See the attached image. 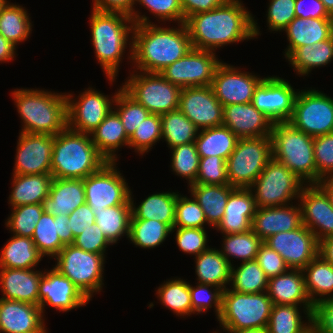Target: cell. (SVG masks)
Masks as SVG:
<instances>
[{"label": "cell", "instance_id": "24", "mask_svg": "<svg viewBox=\"0 0 333 333\" xmlns=\"http://www.w3.org/2000/svg\"><path fill=\"white\" fill-rule=\"evenodd\" d=\"M266 293L273 305H303L304 317L311 320L313 304L305 289L302 269H288L281 275L269 278Z\"/></svg>", "mask_w": 333, "mask_h": 333}, {"label": "cell", "instance_id": "23", "mask_svg": "<svg viewBox=\"0 0 333 333\" xmlns=\"http://www.w3.org/2000/svg\"><path fill=\"white\" fill-rule=\"evenodd\" d=\"M40 306L0 298V333H47Z\"/></svg>", "mask_w": 333, "mask_h": 333}, {"label": "cell", "instance_id": "14", "mask_svg": "<svg viewBox=\"0 0 333 333\" xmlns=\"http://www.w3.org/2000/svg\"><path fill=\"white\" fill-rule=\"evenodd\" d=\"M214 51L192 48L184 57L163 69L160 74L182 88L209 86L214 78L218 60Z\"/></svg>", "mask_w": 333, "mask_h": 333}, {"label": "cell", "instance_id": "63", "mask_svg": "<svg viewBox=\"0 0 333 333\" xmlns=\"http://www.w3.org/2000/svg\"><path fill=\"white\" fill-rule=\"evenodd\" d=\"M311 324L319 333H333V297L313 305Z\"/></svg>", "mask_w": 333, "mask_h": 333}, {"label": "cell", "instance_id": "58", "mask_svg": "<svg viewBox=\"0 0 333 333\" xmlns=\"http://www.w3.org/2000/svg\"><path fill=\"white\" fill-rule=\"evenodd\" d=\"M296 0H269L267 25L270 31L284 30L295 16Z\"/></svg>", "mask_w": 333, "mask_h": 333}, {"label": "cell", "instance_id": "19", "mask_svg": "<svg viewBox=\"0 0 333 333\" xmlns=\"http://www.w3.org/2000/svg\"><path fill=\"white\" fill-rule=\"evenodd\" d=\"M178 109L199 129L223 125L224 106L211 85L182 88Z\"/></svg>", "mask_w": 333, "mask_h": 333}, {"label": "cell", "instance_id": "9", "mask_svg": "<svg viewBox=\"0 0 333 333\" xmlns=\"http://www.w3.org/2000/svg\"><path fill=\"white\" fill-rule=\"evenodd\" d=\"M56 268L69 278L90 301L93 293L101 292L105 256L86 252L73 244L65 245L54 257Z\"/></svg>", "mask_w": 333, "mask_h": 333}, {"label": "cell", "instance_id": "72", "mask_svg": "<svg viewBox=\"0 0 333 333\" xmlns=\"http://www.w3.org/2000/svg\"><path fill=\"white\" fill-rule=\"evenodd\" d=\"M303 333H319V331L311 324Z\"/></svg>", "mask_w": 333, "mask_h": 333}, {"label": "cell", "instance_id": "21", "mask_svg": "<svg viewBox=\"0 0 333 333\" xmlns=\"http://www.w3.org/2000/svg\"><path fill=\"white\" fill-rule=\"evenodd\" d=\"M38 292L39 306L43 316L47 305L59 310V312H68L89 303V300L74 283L54 267L43 271Z\"/></svg>", "mask_w": 333, "mask_h": 333}, {"label": "cell", "instance_id": "55", "mask_svg": "<svg viewBox=\"0 0 333 333\" xmlns=\"http://www.w3.org/2000/svg\"><path fill=\"white\" fill-rule=\"evenodd\" d=\"M193 184H229L226 160L218 156L200 157L197 178Z\"/></svg>", "mask_w": 333, "mask_h": 333}, {"label": "cell", "instance_id": "15", "mask_svg": "<svg viewBox=\"0 0 333 333\" xmlns=\"http://www.w3.org/2000/svg\"><path fill=\"white\" fill-rule=\"evenodd\" d=\"M66 95L67 126L78 132L90 134L113 109L116 93L109 98L92 87L80 93L77 100L72 94Z\"/></svg>", "mask_w": 333, "mask_h": 333}, {"label": "cell", "instance_id": "59", "mask_svg": "<svg viewBox=\"0 0 333 333\" xmlns=\"http://www.w3.org/2000/svg\"><path fill=\"white\" fill-rule=\"evenodd\" d=\"M160 21L185 23L180 0H135Z\"/></svg>", "mask_w": 333, "mask_h": 333}, {"label": "cell", "instance_id": "69", "mask_svg": "<svg viewBox=\"0 0 333 333\" xmlns=\"http://www.w3.org/2000/svg\"><path fill=\"white\" fill-rule=\"evenodd\" d=\"M317 184L328 195L331 205L333 206V174L323 177Z\"/></svg>", "mask_w": 333, "mask_h": 333}, {"label": "cell", "instance_id": "30", "mask_svg": "<svg viewBox=\"0 0 333 333\" xmlns=\"http://www.w3.org/2000/svg\"><path fill=\"white\" fill-rule=\"evenodd\" d=\"M86 203L83 179L53 178L49 195L42 201L43 210L54 217L69 215Z\"/></svg>", "mask_w": 333, "mask_h": 333}, {"label": "cell", "instance_id": "29", "mask_svg": "<svg viewBox=\"0 0 333 333\" xmlns=\"http://www.w3.org/2000/svg\"><path fill=\"white\" fill-rule=\"evenodd\" d=\"M0 268V289L5 300H15L39 306V281L43 270Z\"/></svg>", "mask_w": 333, "mask_h": 333}, {"label": "cell", "instance_id": "38", "mask_svg": "<svg viewBox=\"0 0 333 333\" xmlns=\"http://www.w3.org/2000/svg\"><path fill=\"white\" fill-rule=\"evenodd\" d=\"M238 140L227 126L220 125L199 130L194 143L200 157L218 156L227 160Z\"/></svg>", "mask_w": 333, "mask_h": 333}, {"label": "cell", "instance_id": "35", "mask_svg": "<svg viewBox=\"0 0 333 333\" xmlns=\"http://www.w3.org/2000/svg\"><path fill=\"white\" fill-rule=\"evenodd\" d=\"M53 181L51 174L15 175L13 186L9 195V204L13 207L28 204H42L43 199L49 195Z\"/></svg>", "mask_w": 333, "mask_h": 333}, {"label": "cell", "instance_id": "73", "mask_svg": "<svg viewBox=\"0 0 333 333\" xmlns=\"http://www.w3.org/2000/svg\"><path fill=\"white\" fill-rule=\"evenodd\" d=\"M7 0H0V11L1 8L6 4Z\"/></svg>", "mask_w": 333, "mask_h": 333}, {"label": "cell", "instance_id": "66", "mask_svg": "<svg viewBox=\"0 0 333 333\" xmlns=\"http://www.w3.org/2000/svg\"><path fill=\"white\" fill-rule=\"evenodd\" d=\"M227 0H180L185 20L202 12L213 10L223 5Z\"/></svg>", "mask_w": 333, "mask_h": 333}, {"label": "cell", "instance_id": "12", "mask_svg": "<svg viewBox=\"0 0 333 333\" xmlns=\"http://www.w3.org/2000/svg\"><path fill=\"white\" fill-rule=\"evenodd\" d=\"M288 122L313 138L333 133V98L316 89L298 91Z\"/></svg>", "mask_w": 333, "mask_h": 333}, {"label": "cell", "instance_id": "10", "mask_svg": "<svg viewBox=\"0 0 333 333\" xmlns=\"http://www.w3.org/2000/svg\"><path fill=\"white\" fill-rule=\"evenodd\" d=\"M305 185L287 166L272 158L249 189L257 208H264L291 204L299 199Z\"/></svg>", "mask_w": 333, "mask_h": 333}, {"label": "cell", "instance_id": "42", "mask_svg": "<svg viewBox=\"0 0 333 333\" xmlns=\"http://www.w3.org/2000/svg\"><path fill=\"white\" fill-rule=\"evenodd\" d=\"M30 18L24 7L7 1L0 11V33L17 47L31 34L33 25Z\"/></svg>", "mask_w": 333, "mask_h": 333}, {"label": "cell", "instance_id": "56", "mask_svg": "<svg viewBox=\"0 0 333 333\" xmlns=\"http://www.w3.org/2000/svg\"><path fill=\"white\" fill-rule=\"evenodd\" d=\"M176 231V244L184 253L195 257L208 250V235L205 228H173L171 233Z\"/></svg>", "mask_w": 333, "mask_h": 333}, {"label": "cell", "instance_id": "47", "mask_svg": "<svg viewBox=\"0 0 333 333\" xmlns=\"http://www.w3.org/2000/svg\"><path fill=\"white\" fill-rule=\"evenodd\" d=\"M223 235V249H219V251L231 266L233 258H238L242 262L256 260L258 249L263 240L252 229L243 233Z\"/></svg>", "mask_w": 333, "mask_h": 333}, {"label": "cell", "instance_id": "7", "mask_svg": "<svg viewBox=\"0 0 333 333\" xmlns=\"http://www.w3.org/2000/svg\"><path fill=\"white\" fill-rule=\"evenodd\" d=\"M272 306L266 291L240 293L227 287L222 293L220 327L223 332L267 328Z\"/></svg>", "mask_w": 333, "mask_h": 333}, {"label": "cell", "instance_id": "71", "mask_svg": "<svg viewBox=\"0 0 333 333\" xmlns=\"http://www.w3.org/2000/svg\"><path fill=\"white\" fill-rule=\"evenodd\" d=\"M320 1L324 4L328 13L333 17V0H320Z\"/></svg>", "mask_w": 333, "mask_h": 333}, {"label": "cell", "instance_id": "53", "mask_svg": "<svg viewBox=\"0 0 333 333\" xmlns=\"http://www.w3.org/2000/svg\"><path fill=\"white\" fill-rule=\"evenodd\" d=\"M178 194L174 228H205L208 224L203 209L193 196Z\"/></svg>", "mask_w": 333, "mask_h": 333}, {"label": "cell", "instance_id": "43", "mask_svg": "<svg viewBox=\"0 0 333 333\" xmlns=\"http://www.w3.org/2000/svg\"><path fill=\"white\" fill-rule=\"evenodd\" d=\"M160 116L162 139L170 149L196 140L199 129L179 109Z\"/></svg>", "mask_w": 333, "mask_h": 333}, {"label": "cell", "instance_id": "3", "mask_svg": "<svg viewBox=\"0 0 333 333\" xmlns=\"http://www.w3.org/2000/svg\"><path fill=\"white\" fill-rule=\"evenodd\" d=\"M89 20L96 59L112 84L117 79L122 57L128 47L127 43L131 45L128 59L132 60L133 42L130 40H133L135 24L132 18L125 14L101 12L93 8Z\"/></svg>", "mask_w": 333, "mask_h": 333}, {"label": "cell", "instance_id": "27", "mask_svg": "<svg viewBox=\"0 0 333 333\" xmlns=\"http://www.w3.org/2000/svg\"><path fill=\"white\" fill-rule=\"evenodd\" d=\"M257 208L252 221L253 232L263 241L269 236L293 231L302 225L300 204ZM290 205V206H289Z\"/></svg>", "mask_w": 333, "mask_h": 333}, {"label": "cell", "instance_id": "41", "mask_svg": "<svg viewBox=\"0 0 333 333\" xmlns=\"http://www.w3.org/2000/svg\"><path fill=\"white\" fill-rule=\"evenodd\" d=\"M95 223L111 245L116 244L122 236L129 238L131 219L130 199L123 205L107 207L104 210L92 209Z\"/></svg>", "mask_w": 333, "mask_h": 333}, {"label": "cell", "instance_id": "33", "mask_svg": "<svg viewBox=\"0 0 333 333\" xmlns=\"http://www.w3.org/2000/svg\"><path fill=\"white\" fill-rule=\"evenodd\" d=\"M188 187L190 195L195 198L203 209L208 226H212L213 229L216 228L225 214L228 197L235 187L229 184H191Z\"/></svg>", "mask_w": 333, "mask_h": 333}, {"label": "cell", "instance_id": "57", "mask_svg": "<svg viewBox=\"0 0 333 333\" xmlns=\"http://www.w3.org/2000/svg\"><path fill=\"white\" fill-rule=\"evenodd\" d=\"M314 158L317 168V183L333 174V133L314 137Z\"/></svg>", "mask_w": 333, "mask_h": 333}, {"label": "cell", "instance_id": "39", "mask_svg": "<svg viewBox=\"0 0 333 333\" xmlns=\"http://www.w3.org/2000/svg\"><path fill=\"white\" fill-rule=\"evenodd\" d=\"M286 59L297 75L307 76L313 69L333 60V35L324 41L296 48Z\"/></svg>", "mask_w": 333, "mask_h": 333}, {"label": "cell", "instance_id": "54", "mask_svg": "<svg viewBox=\"0 0 333 333\" xmlns=\"http://www.w3.org/2000/svg\"><path fill=\"white\" fill-rule=\"evenodd\" d=\"M196 284L195 287L190 285L192 310L195 313L197 312V314H200L207 312V310L213 306L216 318L218 319L222 310L223 290L219 287L205 283L197 282Z\"/></svg>", "mask_w": 333, "mask_h": 333}, {"label": "cell", "instance_id": "26", "mask_svg": "<svg viewBox=\"0 0 333 333\" xmlns=\"http://www.w3.org/2000/svg\"><path fill=\"white\" fill-rule=\"evenodd\" d=\"M68 215H53L43 212L34 229L32 239L42 256L51 259L62 250L65 245L73 244L72 230L67 224Z\"/></svg>", "mask_w": 333, "mask_h": 333}, {"label": "cell", "instance_id": "46", "mask_svg": "<svg viewBox=\"0 0 333 333\" xmlns=\"http://www.w3.org/2000/svg\"><path fill=\"white\" fill-rule=\"evenodd\" d=\"M172 229L165 223L152 219H130L129 239L136 247L153 249L161 245Z\"/></svg>", "mask_w": 333, "mask_h": 333}, {"label": "cell", "instance_id": "70", "mask_svg": "<svg viewBox=\"0 0 333 333\" xmlns=\"http://www.w3.org/2000/svg\"><path fill=\"white\" fill-rule=\"evenodd\" d=\"M227 333H268L267 328H256V329H244L234 332H227Z\"/></svg>", "mask_w": 333, "mask_h": 333}, {"label": "cell", "instance_id": "49", "mask_svg": "<svg viewBox=\"0 0 333 333\" xmlns=\"http://www.w3.org/2000/svg\"><path fill=\"white\" fill-rule=\"evenodd\" d=\"M113 104H115L113 105V109L119 115L129 138L141 122L150 114L143 105L137 103L130 97L122 87L117 89Z\"/></svg>", "mask_w": 333, "mask_h": 333}, {"label": "cell", "instance_id": "67", "mask_svg": "<svg viewBox=\"0 0 333 333\" xmlns=\"http://www.w3.org/2000/svg\"><path fill=\"white\" fill-rule=\"evenodd\" d=\"M16 48L0 33V63L13 60L16 54Z\"/></svg>", "mask_w": 333, "mask_h": 333}, {"label": "cell", "instance_id": "64", "mask_svg": "<svg viewBox=\"0 0 333 333\" xmlns=\"http://www.w3.org/2000/svg\"><path fill=\"white\" fill-rule=\"evenodd\" d=\"M68 218L69 222L67 224H69L74 238L87 229L88 225L95 223L94 212L87 203L75 209L68 215Z\"/></svg>", "mask_w": 333, "mask_h": 333}, {"label": "cell", "instance_id": "25", "mask_svg": "<svg viewBox=\"0 0 333 333\" xmlns=\"http://www.w3.org/2000/svg\"><path fill=\"white\" fill-rule=\"evenodd\" d=\"M223 125L238 138H249L270 136L273 123L252 103H244L224 106Z\"/></svg>", "mask_w": 333, "mask_h": 333}, {"label": "cell", "instance_id": "18", "mask_svg": "<svg viewBox=\"0 0 333 333\" xmlns=\"http://www.w3.org/2000/svg\"><path fill=\"white\" fill-rule=\"evenodd\" d=\"M282 256L290 269H304L319 254V242L303 224L293 230L279 232L263 241Z\"/></svg>", "mask_w": 333, "mask_h": 333}, {"label": "cell", "instance_id": "50", "mask_svg": "<svg viewBox=\"0 0 333 333\" xmlns=\"http://www.w3.org/2000/svg\"><path fill=\"white\" fill-rule=\"evenodd\" d=\"M6 227L13 235L32 238L37 222L44 210L42 204H28L11 208Z\"/></svg>", "mask_w": 333, "mask_h": 333}, {"label": "cell", "instance_id": "45", "mask_svg": "<svg viewBox=\"0 0 333 333\" xmlns=\"http://www.w3.org/2000/svg\"><path fill=\"white\" fill-rule=\"evenodd\" d=\"M269 278L256 260L244 261L239 267L231 266V290L240 293H260L267 290Z\"/></svg>", "mask_w": 333, "mask_h": 333}, {"label": "cell", "instance_id": "48", "mask_svg": "<svg viewBox=\"0 0 333 333\" xmlns=\"http://www.w3.org/2000/svg\"><path fill=\"white\" fill-rule=\"evenodd\" d=\"M302 306L277 305L271 309L268 333H303L311 325V320L304 322L299 311Z\"/></svg>", "mask_w": 333, "mask_h": 333}, {"label": "cell", "instance_id": "16", "mask_svg": "<svg viewBox=\"0 0 333 333\" xmlns=\"http://www.w3.org/2000/svg\"><path fill=\"white\" fill-rule=\"evenodd\" d=\"M297 93L284 78L268 76L255 89L251 103L272 123L287 122L292 116Z\"/></svg>", "mask_w": 333, "mask_h": 333}, {"label": "cell", "instance_id": "4", "mask_svg": "<svg viewBox=\"0 0 333 333\" xmlns=\"http://www.w3.org/2000/svg\"><path fill=\"white\" fill-rule=\"evenodd\" d=\"M11 93L23 124L20 132L55 136L67 127L65 93L27 88Z\"/></svg>", "mask_w": 333, "mask_h": 333}, {"label": "cell", "instance_id": "22", "mask_svg": "<svg viewBox=\"0 0 333 333\" xmlns=\"http://www.w3.org/2000/svg\"><path fill=\"white\" fill-rule=\"evenodd\" d=\"M298 202L302 224L315 235L318 242L333 236V206L318 184L305 185Z\"/></svg>", "mask_w": 333, "mask_h": 333}, {"label": "cell", "instance_id": "51", "mask_svg": "<svg viewBox=\"0 0 333 333\" xmlns=\"http://www.w3.org/2000/svg\"><path fill=\"white\" fill-rule=\"evenodd\" d=\"M172 171L185 178L188 186L193 184L197 178L200 156L197 152L195 143L182 144L170 149Z\"/></svg>", "mask_w": 333, "mask_h": 333}, {"label": "cell", "instance_id": "40", "mask_svg": "<svg viewBox=\"0 0 333 333\" xmlns=\"http://www.w3.org/2000/svg\"><path fill=\"white\" fill-rule=\"evenodd\" d=\"M42 258L32 238L13 235L0 253V268L33 269Z\"/></svg>", "mask_w": 333, "mask_h": 333}, {"label": "cell", "instance_id": "37", "mask_svg": "<svg viewBox=\"0 0 333 333\" xmlns=\"http://www.w3.org/2000/svg\"><path fill=\"white\" fill-rule=\"evenodd\" d=\"M195 273L199 283L221 288L230 285L231 265L216 248H209L195 257Z\"/></svg>", "mask_w": 333, "mask_h": 333}, {"label": "cell", "instance_id": "60", "mask_svg": "<svg viewBox=\"0 0 333 333\" xmlns=\"http://www.w3.org/2000/svg\"><path fill=\"white\" fill-rule=\"evenodd\" d=\"M73 245L86 252L106 256V249L111 244L106 239L98 225L94 223L93 225H88L87 229L74 238Z\"/></svg>", "mask_w": 333, "mask_h": 333}, {"label": "cell", "instance_id": "11", "mask_svg": "<svg viewBox=\"0 0 333 333\" xmlns=\"http://www.w3.org/2000/svg\"><path fill=\"white\" fill-rule=\"evenodd\" d=\"M132 72L121 87L137 103L152 114L162 115L178 109L180 87L167 81L160 73Z\"/></svg>", "mask_w": 333, "mask_h": 333}, {"label": "cell", "instance_id": "68", "mask_svg": "<svg viewBox=\"0 0 333 333\" xmlns=\"http://www.w3.org/2000/svg\"><path fill=\"white\" fill-rule=\"evenodd\" d=\"M319 254L333 265V236L319 242Z\"/></svg>", "mask_w": 333, "mask_h": 333}, {"label": "cell", "instance_id": "2", "mask_svg": "<svg viewBox=\"0 0 333 333\" xmlns=\"http://www.w3.org/2000/svg\"><path fill=\"white\" fill-rule=\"evenodd\" d=\"M178 27L135 24L132 40V65L137 71L160 73L184 57L193 47L185 23Z\"/></svg>", "mask_w": 333, "mask_h": 333}, {"label": "cell", "instance_id": "1", "mask_svg": "<svg viewBox=\"0 0 333 333\" xmlns=\"http://www.w3.org/2000/svg\"><path fill=\"white\" fill-rule=\"evenodd\" d=\"M241 0H227L213 10L185 20L193 48L216 51L228 44L257 38L259 27Z\"/></svg>", "mask_w": 333, "mask_h": 333}, {"label": "cell", "instance_id": "5", "mask_svg": "<svg viewBox=\"0 0 333 333\" xmlns=\"http://www.w3.org/2000/svg\"><path fill=\"white\" fill-rule=\"evenodd\" d=\"M107 162L98 152L90 134L74 131L67 126L53 136V178L84 179Z\"/></svg>", "mask_w": 333, "mask_h": 333}, {"label": "cell", "instance_id": "31", "mask_svg": "<svg viewBox=\"0 0 333 333\" xmlns=\"http://www.w3.org/2000/svg\"><path fill=\"white\" fill-rule=\"evenodd\" d=\"M283 31L286 32L289 41L284 54L287 58L300 46L312 45L329 39L333 35V18L302 19L295 17Z\"/></svg>", "mask_w": 333, "mask_h": 333}, {"label": "cell", "instance_id": "62", "mask_svg": "<svg viewBox=\"0 0 333 333\" xmlns=\"http://www.w3.org/2000/svg\"><path fill=\"white\" fill-rule=\"evenodd\" d=\"M260 268L264 271L268 278H272L290 269L281 255L271 249L264 242L260 245L256 257Z\"/></svg>", "mask_w": 333, "mask_h": 333}, {"label": "cell", "instance_id": "8", "mask_svg": "<svg viewBox=\"0 0 333 333\" xmlns=\"http://www.w3.org/2000/svg\"><path fill=\"white\" fill-rule=\"evenodd\" d=\"M271 159L270 136L239 138L234 151L226 160L229 185L249 188Z\"/></svg>", "mask_w": 333, "mask_h": 333}, {"label": "cell", "instance_id": "6", "mask_svg": "<svg viewBox=\"0 0 333 333\" xmlns=\"http://www.w3.org/2000/svg\"><path fill=\"white\" fill-rule=\"evenodd\" d=\"M272 158L287 166L306 185L317 184L314 138L287 122L271 129Z\"/></svg>", "mask_w": 333, "mask_h": 333}, {"label": "cell", "instance_id": "34", "mask_svg": "<svg viewBox=\"0 0 333 333\" xmlns=\"http://www.w3.org/2000/svg\"><path fill=\"white\" fill-rule=\"evenodd\" d=\"M179 192L154 193L135 206L130 192L131 219H152L174 228L176 203Z\"/></svg>", "mask_w": 333, "mask_h": 333}, {"label": "cell", "instance_id": "65", "mask_svg": "<svg viewBox=\"0 0 333 333\" xmlns=\"http://www.w3.org/2000/svg\"><path fill=\"white\" fill-rule=\"evenodd\" d=\"M309 4V5H308ZM295 16L307 18H333L320 0H296Z\"/></svg>", "mask_w": 333, "mask_h": 333}, {"label": "cell", "instance_id": "44", "mask_svg": "<svg viewBox=\"0 0 333 333\" xmlns=\"http://www.w3.org/2000/svg\"><path fill=\"white\" fill-rule=\"evenodd\" d=\"M160 303L173 311L176 316L195 314L192 310L190 284L181 278L164 281L156 290Z\"/></svg>", "mask_w": 333, "mask_h": 333}, {"label": "cell", "instance_id": "17", "mask_svg": "<svg viewBox=\"0 0 333 333\" xmlns=\"http://www.w3.org/2000/svg\"><path fill=\"white\" fill-rule=\"evenodd\" d=\"M264 80L223 61L218 65L211 83L215 97L223 105L251 103L258 85Z\"/></svg>", "mask_w": 333, "mask_h": 333}, {"label": "cell", "instance_id": "52", "mask_svg": "<svg viewBox=\"0 0 333 333\" xmlns=\"http://www.w3.org/2000/svg\"><path fill=\"white\" fill-rule=\"evenodd\" d=\"M162 139L161 116L150 113L129 138V148L143 155Z\"/></svg>", "mask_w": 333, "mask_h": 333}, {"label": "cell", "instance_id": "13", "mask_svg": "<svg viewBox=\"0 0 333 333\" xmlns=\"http://www.w3.org/2000/svg\"><path fill=\"white\" fill-rule=\"evenodd\" d=\"M116 164L107 162L83 179L86 203L91 209L104 210L123 205L130 199L131 189Z\"/></svg>", "mask_w": 333, "mask_h": 333}, {"label": "cell", "instance_id": "32", "mask_svg": "<svg viewBox=\"0 0 333 333\" xmlns=\"http://www.w3.org/2000/svg\"><path fill=\"white\" fill-rule=\"evenodd\" d=\"M90 136L98 152L108 162H117L116 150L123 146L129 147V137L119 115L113 109Z\"/></svg>", "mask_w": 333, "mask_h": 333}, {"label": "cell", "instance_id": "36", "mask_svg": "<svg viewBox=\"0 0 333 333\" xmlns=\"http://www.w3.org/2000/svg\"><path fill=\"white\" fill-rule=\"evenodd\" d=\"M305 289L311 303L333 297V265L320 254L303 269Z\"/></svg>", "mask_w": 333, "mask_h": 333}, {"label": "cell", "instance_id": "28", "mask_svg": "<svg viewBox=\"0 0 333 333\" xmlns=\"http://www.w3.org/2000/svg\"><path fill=\"white\" fill-rule=\"evenodd\" d=\"M256 203L249 188H235L228 197L225 214L215 228L222 234L243 233L252 229Z\"/></svg>", "mask_w": 333, "mask_h": 333}, {"label": "cell", "instance_id": "20", "mask_svg": "<svg viewBox=\"0 0 333 333\" xmlns=\"http://www.w3.org/2000/svg\"><path fill=\"white\" fill-rule=\"evenodd\" d=\"M52 152L53 135L20 132L13 174H51Z\"/></svg>", "mask_w": 333, "mask_h": 333}, {"label": "cell", "instance_id": "61", "mask_svg": "<svg viewBox=\"0 0 333 333\" xmlns=\"http://www.w3.org/2000/svg\"><path fill=\"white\" fill-rule=\"evenodd\" d=\"M93 9L101 12L122 13L130 16L134 24H152L148 16L135 11V0H92Z\"/></svg>", "mask_w": 333, "mask_h": 333}]
</instances>
